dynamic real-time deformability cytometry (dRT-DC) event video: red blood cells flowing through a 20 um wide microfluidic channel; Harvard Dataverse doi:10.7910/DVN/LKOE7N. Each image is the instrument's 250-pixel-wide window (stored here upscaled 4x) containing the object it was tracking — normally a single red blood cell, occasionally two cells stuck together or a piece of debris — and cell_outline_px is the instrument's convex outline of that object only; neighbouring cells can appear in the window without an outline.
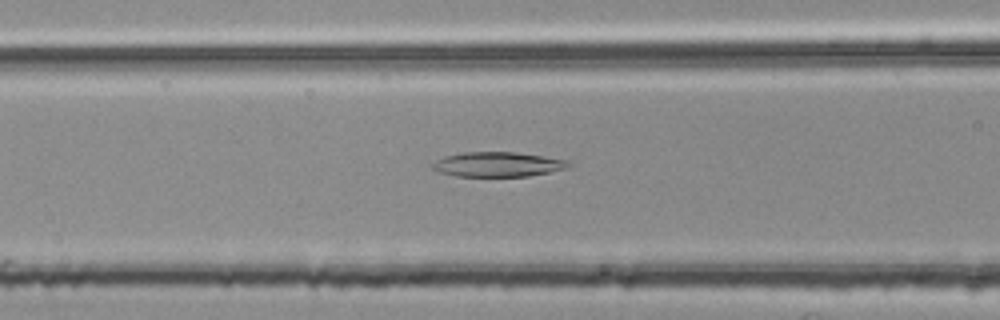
{"species": "common noctule bat (a hibernating species)", "species_latin": "Nyctalus noctula", "temperature_condition": "room temperature", "stored_images_in_passage": 15, "camera_frame_rate_fps": 3000, "um_per_image_px": 0.085, "animal": {"sex": "female", "body_mass_g": 25.1}, "frame": {"image": 1, "passage_image": 7, "time_ms": 2.0, "image_size_px": [1000, 320], "cell_outline_px": [[568, 164], [564, 168], [552, 172], [528, 176], [456, 176], [440, 172], [432, 168], [432, 164], [436, 160], [444, 156], [464, 152], [516, 152], [568, 160]], "centroid_in_image_um": [42.27, 13.97], "position_along_channel_um": 124.3, "area_um2": 19.42}}
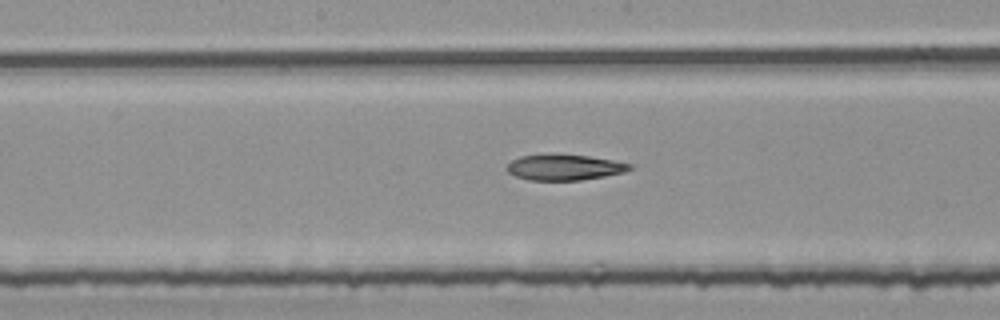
{"frame": {"image": 2, "passage_image": 13, "time_ms": 4.0, "image_size_px": [1000, 320], "cell_outline_px": [[632, 168], [624, 172], [604, 176], [580, 180], [528, 180], [516, 176], [508, 172], [508, 164], [512, 160], [520, 156], [588, 156], [612, 160], [632, 164]], "centroid_in_image_um": [48.0, 14.25], "position_along_channel_um": 200.2, "area_um2": 17.69}}